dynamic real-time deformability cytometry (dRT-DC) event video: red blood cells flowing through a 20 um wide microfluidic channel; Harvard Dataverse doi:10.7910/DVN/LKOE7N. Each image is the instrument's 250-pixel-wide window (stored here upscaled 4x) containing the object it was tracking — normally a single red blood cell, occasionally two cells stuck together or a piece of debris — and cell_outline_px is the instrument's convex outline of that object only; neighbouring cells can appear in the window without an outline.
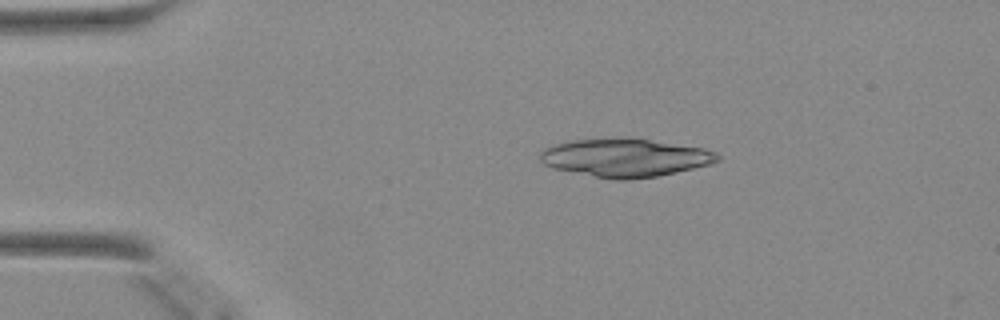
{"species": "Egyptian fruit bat (a non-hibernating species)", "species_latin": "Rousettus aegyptiacus", "temperature_condition": "warm", "stored_images_in_passage": 39, "camera_frame_rate_fps": 3000, "um_per_image_px": 0.085, "animal": {"sex": "female"}, "frame": {"image": 1, "passage_image": 1, "time_ms": 0.0, "image_size_px": [1000, 320], "cell_outline_px": [[720, 160], [708, 164], [676, 172], [656, 176], [628, 180], [616, 180], [552, 168], [544, 164], [540, 160], [540, 152], [544, 148], [556, 144], [572, 140], [648, 140], [704, 148], [716, 152], [720, 156]], "centroid_in_image_um": [53.13, 13.44], "position_along_channel_um": 31.9, "area_um2": 38.38}}